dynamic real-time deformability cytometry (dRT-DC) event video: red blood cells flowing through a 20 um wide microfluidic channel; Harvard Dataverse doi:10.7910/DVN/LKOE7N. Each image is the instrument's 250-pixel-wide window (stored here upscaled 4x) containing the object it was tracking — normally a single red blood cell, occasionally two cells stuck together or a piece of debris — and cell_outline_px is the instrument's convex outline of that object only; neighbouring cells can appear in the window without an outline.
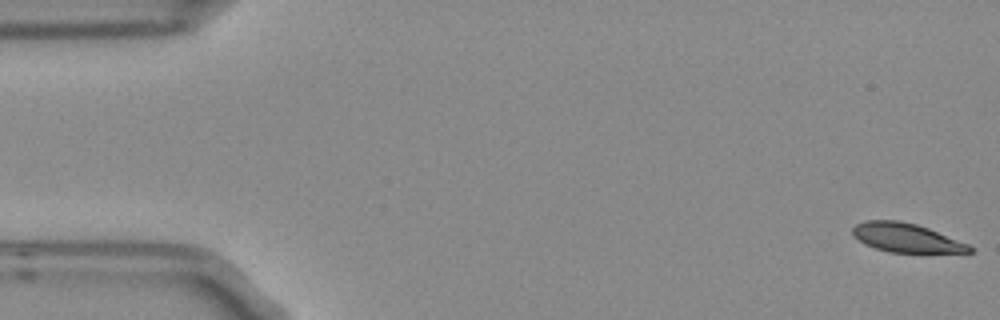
{"species": "Egyptian fruit bat (a non-hibernating species)", "species_latin": "Rousettus aegyptiacus", "temperature_condition": "room temperature", "stored_images_in_passage": 5, "camera_frame_rate_fps": 3000, "um_per_image_px": 0.085, "frame": {"image": 1, "passage_image": 1, "time_ms": 0.0, "image_size_px": [1000, 320], "cell_outline_px": [[972, 252], [888, 252], [864, 244], [852, 236], [852, 228], [856, 224], [864, 220], [900, 220], [916, 224], [928, 228], [968, 244], [972, 248]], "centroid_in_image_um": [76.96, 20.19], "position_along_channel_um": 8.0, "area_um2": 19.59}}
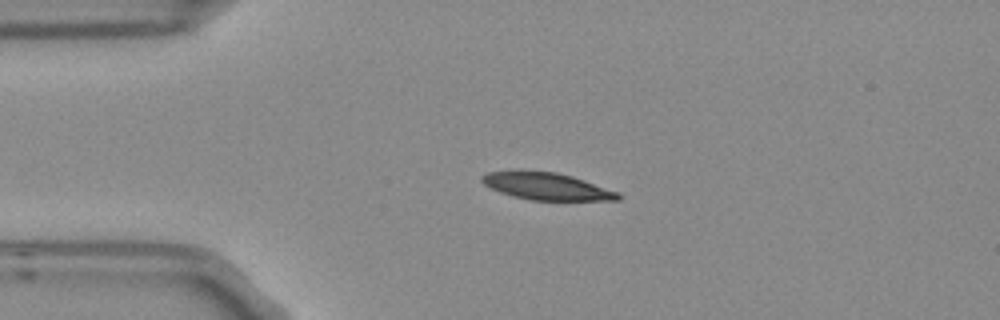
{"frame": {"image": 2, "passage_image": 4, "time_ms": 1.0, "image_size_px": [1000, 320], "cell_outline_px": [[620, 200], [532, 200], [512, 196], [500, 192], [484, 184], [480, 180], [480, 176], [488, 172], [556, 172], [572, 176], [620, 192]], "centroid_in_image_um": [46.51, 15.86], "position_along_channel_um": 38.5, "area_um2": 21.1}}